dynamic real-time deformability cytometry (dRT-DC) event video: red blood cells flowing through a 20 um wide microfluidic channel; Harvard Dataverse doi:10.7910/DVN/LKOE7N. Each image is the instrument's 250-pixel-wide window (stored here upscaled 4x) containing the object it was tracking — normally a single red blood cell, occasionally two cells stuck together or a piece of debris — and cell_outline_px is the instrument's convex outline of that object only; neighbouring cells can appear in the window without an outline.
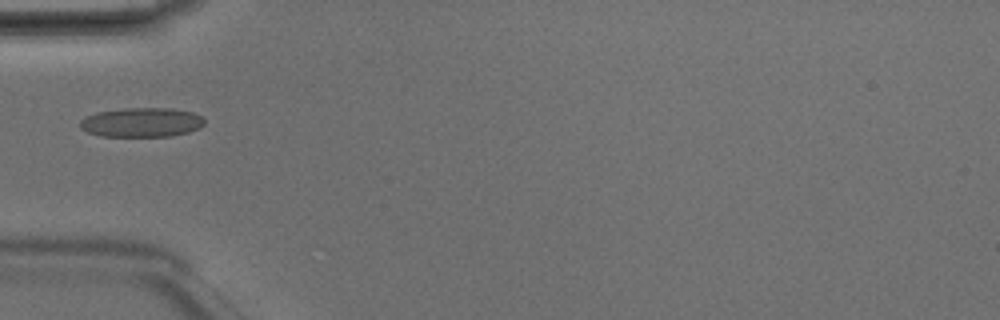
{"species": "Egyptian fruit bat (a non-hibernating species)", "species_latin": "Rousettus aegyptiacus", "temperature_condition": "room temperature", "stored_images_in_passage": 5, "camera_frame_rate_fps": 3000, "um_per_image_px": 0.085, "animal": {"sex": "male"}, "frame": {"image": 1, "passage_image": 5, "time_ms": 1.333, "image_size_px": [1000, 320], "cell_outline_px": [[204, 124], [200, 128], [188, 132], [172, 136], [100, 136], [88, 132], [80, 128], [80, 120], [96, 112], [124, 108], [172, 108], [192, 112], [200, 116], [204, 120]], "centroid_in_image_um": [12.04, 10.4], "position_along_channel_um": 73.0, "area_um2": 21.27}}